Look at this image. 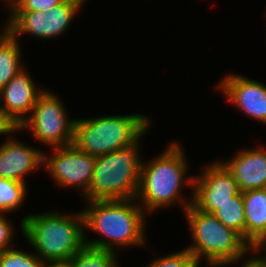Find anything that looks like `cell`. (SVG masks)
<instances>
[{"instance_id": "obj_12", "label": "cell", "mask_w": 266, "mask_h": 267, "mask_svg": "<svg viewBox=\"0 0 266 267\" xmlns=\"http://www.w3.org/2000/svg\"><path fill=\"white\" fill-rule=\"evenodd\" d=\"M17 132L20 130L6 136L0 145V178L26 184L27 175L43 166L44 151L14 138Z\"/></svg>"}, {"instance_id": "obj_21", "label": "cell", "mask_w": 266, "mask_h": 267, "mask_svg": "<svg viewBox=\"0 0 266 267\" xmlns=\"http://www.w3.org/2000/svg\"><path fill=\"white\" fill-rule=\"evenodd\" d=\"M198 265L196 258L184 247L171 254L154 257L144 267H197Z\"/></svg>"}, {"instance_id": "obj_22", "label": "cell", "mask_w": 266, "mask_h": 267, "mask_svg": "<svg viewBox=\"0 0 266 267\" xmlns=\"http://www.w3.org/2000/svg\"><path fill=\"white\" fill-rule=\"evenodd\" d=\"M65 0H15L7 11H41L56 7Z\"/></svg>"}, {"instance_id": "obj_1", "label": "cell", "mask_w": 266, "mask_h": 267, "mask_svg": "<svg viewBox=\"0 0 266 267\" xmlns=\"http://www.w3.org/2000/svg\"><path fill=\"white\" fill-rule=\"evenodd\" d=\"M186 156L180 142L174 141L152 160L143 159L135 200L147 214L168 209L172 204H179L184 212L193 203L194 175L188 173L190 164ZM185 186L191 188L188 197L184 196Z\"/></svg>"}, {"instance_id": "obj_10", "label": "cell", "mask_w": 266, "mask_h": 267, "mask_svg": "<svg viewBox=\"0 0 266 267\" xmlns=\"http://www.w3.org/2000/svg\"><path fill=\"white\" fill-rule=\"evenodd\" d=\"M201 169L199 175L194 176L192 204L200 211L213 214L240 190L233 175L220 160L207 163Z\"/></svg>"}, {"instance_id": "obj_13", "label": "cell", "mask_w": 266, "mask_h": 267, "mask_svg": "<svg viewBox=\"0 0 266 267\" xmlns=\"http://www.w3.org/2000/svg\"><path fill=\"white\" fill-rule=\"evenodd\" d=\"M33 80L25 67L0 90L4 112L17 127L30 115L38 97L46 90L42 86L37 88Z\"/></svg>"}, {"instance_id": "obj_19", "label": "cell", "mask_w": 266, "mask_h": 267, "mask_svg": "<svg viewBox=\"0 0 266 267\" xmlns=\"http://www.w3.org/2000/svg\"><path fill=\"white\" fill-rule=\"evenodd\" d=\"M27 187L16 180L0 178V213L10 214L19 210L26 201Z\"/></svg>"}, {"instance_id": "obj_28", "label": "cell", "mask_w": 266, "mask_h": 267, "mask_svg": "<svg viewBox=\"0 0 266 267\" xmlns=\"http://www.w3.org/2000/svg\"><path fill=\"white\" fill-rule=\"evenodd\" d=\"M202 264H199L197 267H201ZM206 267H229L231 264H206Z\"/></svg>"}, {"instance_id": "obj_30", "label": "cell", "mask_w": 266, "mask_h": 267, "mask_svg": "<svg viewBox=\"0 0 266 267\" xmlns=\"http://www.w3.org/2000/svg\"><path fill=\"white\" fill-rule=\"evenodd\" d=\"M15 0H6L4 4H8L7 7H9Z\"/></svg>"}, {"instance_id": "obj_15", "label": "cell", "mask_w": 266, "mask_h": 267, "mask_svg": "<svg viewBox=\"0 0 266 267\" xmlns=\"http://www.w3.org/2000/svg\"><path fill=\"white\" fill-rule=\"evenodd\" d=\"M245 240L253 247L266 236V188L242 192Z\"/></svg>"}, {"instance_id": "obj_29", "label": "cell", "mask_w": 266, "mask_h": 267, "mask_svg": "<svg viewBox=\"0 0 266 267\" xmlns=\"http://www.w3.org/2000/svg\"><path fill=\"white\" fill-rule=\"evenodd\" d=\"M3 26L2 31H0V39L8 32V22Z\"/></svg>"}, {"instance_id": "obj_24", "label": "cell", "mask_w": 266, "mask_h": 267, "mask_svg": "<svg viewBox=\"0 0 266 267\" xmlns=\"http://www.w3.org/2000/svg\"><path fill=\"white\" fill-rule=\"evenodd\" d=\"M17 129L18 127L5 114L3 106L0 104V136L13 134Z\"/></svg>"}, {"instance_id": "obj_16", "label": "cell", "mask_w": 266, "mask_h": 267, "mask_svg": "<svg viewBox=\"0 0 266 267\" xmlns=\"http://www.w3.org/2000/svg\"><path fill=\"white\" fill-rule=\"evenodd\" d=\"M20 41L7 32L0 39V90L25 68Z\"/></svg>"}, {"instance_id": "obj_18", "label": "cell", "mask_w": 266, "mask_h": 267, "mask_svg": "<svg viewBox=\"0 0 266 267\" xmlns=\"http://www.w3.org/2000/svg\"><path fill=\"white\" fill-rule=\"evenodd\" d=\"M117 252L85 245L68 261L71 267H121Z\"/></svg>"}, {"instance_id": "obj_23", "label": "cell", "mask_w": 266, "mask_h": 267, "mask_svg": "<svg viewBox=\"0 0 266 267\" xmlns=\"http://www.w3.org/2000/svg\"><path fill=\"white\" fill-rule=\"evenodd\" d=\"M7 214H2L0 216V253L3 252L6 249L12 248V241L15 238L14 233V226L12 223L13 221H10V217L8 219Z\"/></svg>"}, {"instance_id": "obj_4", "label": "cell", "mask_w": 266, "mask_h": 267, "mask_svg": "<svg viewBox=\"0 0 266 267\" xmlns=\"http://www.w3.org/2000/svg\"><path fill=\"white\" fill-rule=\"evenodd\" d=\"M183 214L192 237V243L185 248L199 264L205 261L206 264L234 265L252 256L251 245L238 232L222 224L214 214L200 211L193 204Z\"/></svg>"}, {"instance_id": "obj_27", "label": "cell", "mask_w": 266, "mask_h": 267, "mask_svg": "<svg viewBox=\"0 0 266 267\" xmlns=\"http://www.w3.org/2000/svg\"><path fill=\"white\" fill-rule=\"evenodd\" d=\"M44 267H71L68 261L65 262H48L44 264Z\"/></svg>"}, {"instance_id": "obj_5", "label": "cell", "mask_w": 266, "mask_h": 267, "mask_svg": "<svg viewBox=\"0 0 266 267\" xmlns=\"http://www.w3.org/2000/svg\"><path fill=\"white\" fill-rule=\"evenodd\" d=\"M152 123L147 114L142 113L77 117L73 143L88 155H104L146 136Z\"/></svg>"}, {"instance_id": "obj_2", "label": "cell", "mask_w": 266, "mask_h": 267, "mask_svg": "<svg viewBox=\"0 0 266 267\" xmlns=\"http://www.w3.org/2000/svg\"><path fill=\"white\" fill-rule=\"evenodd\" d=\"M82 210L84 230L102 236L87 239V246L117 252L118 248L147 246L146 212L135 199L86 201ZM104 237V238H103Z\"/></svg>"}, {"instance_id": "obj_25", "label": "cell", "mask_w": 266, "mask_h": 267, "mask_svg": "<svg viewBox=\"0 0 266 267\" xmlns=\"http://www.w3.org/2000/svg\"><path fill=\"white\" fill-rule=\"evenodd\" d=\"M266 252V236L261 238L253 247L252 255L258 261L262 267H266V253L260 255L261 253ZM258 253V254H257ZM260 253V254H259ZM255 254V255H254ZM260 255V256H259ZM258 256V257H257Z\"/></svg>"}, {"instance_id": "obj_6", "label": "cell", "mask_w": 266, "mask_h": 267, "mask_svg": "<svg viewBox=\"0 0 266 267\" xmlns=\"http://www.w3.org/2000/svg\"><path fill=\"white\" fill-rule=\"evenodd\" d=\"M141 138L129 146L95 156L92 182L82 197L85 201L136 198L143 161Z\"/></svg>"}, {"instance_id": "obj_14", "label": "cell", "mask_w": 266, "mask_h": 267, "mask_svg": "<svg viewBox=\"0 0 266 267\" xmlns=\"http://www.w3.org/2000/svg\"><path fill=\"white\" fill-rule=\"evenodd\" d=\"M221 163L233 175L240 192L266 188V147L244 148Z\"/></svg>"}, {"instance_id": "obj_9", "label": "cell", "mask_w": 266, "mask_h": 267, "mask_svg": "<svg viewBox=\"0 0 266 267\" xmlns=\"http://www.w3.org/2000/svg\"><path fill=\"white\" fill-rule=\"evenodd\" d=\"M43 152V166L58 187L73 188L84 196L91 185L95 156L88 155L74 143Z\"/></svg>"}, {"instance_id": "obj_26", "label": "cell", "mask_w": 266, "mask_h": 267, "mask_svg": "<svg viewBox=\"0 0 266 267\" xmlns=\"http://www.w3.org/2000/svg\"><path fill=\"white\" fill-rule=\"evenodd\" d=\"M240 267H262V266L253 256H251L249 259L242 261Z\"/></svg>"}, {"instance_id": "obj_20", "label": "cell", "mask_w": 266, "mask_h": 267, "mask_svg": "<svg viewBox=\"0 0 266 267\" xmlns=\"http://www.w3.org/2000/svg\"><path fill=\"white\" fill-rule=\"evenodd\" d=\"M44 262L32 251L14 247L0 253V267H44Z\"/></svg>"}, {"instance_id": "obj_8", "label": "cell", "mask_w": 266, "mask_h": 267, "mask_svg": "<svg viewBox=\"0 0 266 267\" xmlns=\"http://www.w3.org/2000/svg\"><path fill=\"white\" fill-rule=\"evenodd\" d=\"M88 0H65L46 12L8 11V32L20 41L21 35L35 38L53 39L62 36L74 21L79 10Z\"/></svg>"}, {"instance_id": "obj_3", "label": "cell", "mask_w": 266, "mask_h": 267, "mask_svg": "<svg viewBox=\"0 0 266 267\" xmlns=\"http://www.w3.org/2000/svg\"><path fill=\"white\" fill-rule=\"evenodd\" d=\"M19 224L23 238L44 263L69 261L86 245L82 211L31 213Z\"/></svg>"}, {"instance_id": "obj_17", "label": "cell", "mask_w": 266, "mask_h": 267, "mask_svg": "<svg viewBox=\"0 0 266 267\" xmlns=\"http://www.w3.org/2000/svg\"><path fill=\"white\" fill-rule=\"evenodd\" d=\"M213 214L222 224L238 232L245 239V214L242 192L231 197Z\"/></svg>"}, {"instance_id": "obj_7", "label": "cell", "mask_w": 266, "mask_h": 267, "mask_svg": "<svg viewBox=\"0 0 266 267\" xmlns=\"http://www.w3.org/2000/svg\"><path fill=\"white\" fill-rule=\"evenodd\" d=\"M51 90L38 97L30 115L18 127L28 131L35 140L46 147L55 148L73 143L76 118L67 114L62 101ZM71 118V119H70Z\"/></svg>"}, {"instance_id": "obj_11", "label": "cell", "mask_w": 266, "mask_h": 267, "mask_svg": "<svg viewBox=\"0 0 266 267\" xmlns=\"http://www.w3.org/2000/svg\"><path fill=\"white\" fill-rule=\"evenodd\" d=\"M229 74V75H228ZM216 88L231 105L266 125V84L238 73H228Z\"/></svg>"}]
</instances>
